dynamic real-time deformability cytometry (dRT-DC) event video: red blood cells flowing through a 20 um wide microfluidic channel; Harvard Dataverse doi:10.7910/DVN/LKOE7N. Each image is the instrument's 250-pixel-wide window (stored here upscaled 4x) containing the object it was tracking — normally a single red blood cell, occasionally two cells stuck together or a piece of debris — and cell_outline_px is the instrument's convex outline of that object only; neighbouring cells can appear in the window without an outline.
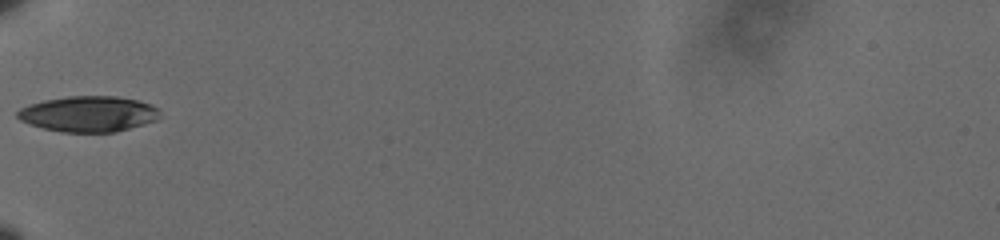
{"species": "human", "species_latin": "Homo sapiens", "temperature_condition": "cold", "stored_images_in_passage": 36, "camera_frame_rate_fps": 3000, "um_per_image_px": 0.085, "donor": {"sex": "male"}, "frame": {"image": 1, "passage_image": 1, "time_ms": 0.0, "image_size_px": [1000, 240], "cell_outline_px": [[160, 116], [156, 120], [144, 124], [116, 132], [60, 132], [44, 128], [20, 120], [16, 116], [16, 112], [20, 108], [28, 104], [44, 100], [68, 96], [116, 96], [136, 100], [148, 104], [156, 108], [160, 112]], "centroid_in_image_um": [7.5, 9.68], "position_along_channel_um": 77.5, "area_um2": 29.54}}
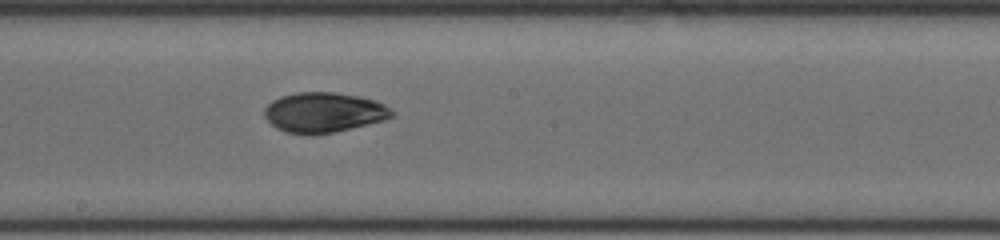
{"frame": {"image": 2, "passage_image": 13, "time_ms": 4.0, "image_size_px": [1000, 240], "cell_outline_px": [[392, 116], [384, 120], [332, 132], [312, 136], [288, 132], [276, 128], [264, 116], [264, 108], [272, 100], [280, 96], [296, 92], [336, 92], [360, 96], [376, 100], [384, 104], [392, 112]], "centroid_in_image_um": [27.48, 9.55], "position_along_channel_um": 220.7, "area_um2": 29.71}}
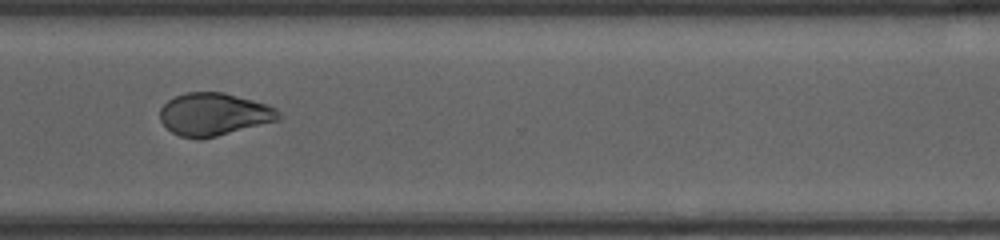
{"frame": {"image": 3, "passage_image": 24, "time_ms": 7.667, "image_size_px": [1000, 240], "cell_outline_px": [[284, 116], [280, 120], [216, 136], [180, 136], [172, 132], [160, 120], [160, 108], [168, 100], [176, 96], [188, 92], [224, 92], [252, 100], [276, 108]], "centroid_in_image_um": [18.22, 9.68], "position_along_channel_um": 352.4, "area_um2": 28.96}, "authors_computed_cell_mechanics": {"area_um2": 29.5069, "velocity_mm_per_s": 3.612, "shape_relaxation_time_tau1_ms": 4.5963, "shape_relaxation_time_tau2_ms": 5.4506, "deformation_change_tau1": 0.1221, "deformation_change_tau2": 0.0822}}